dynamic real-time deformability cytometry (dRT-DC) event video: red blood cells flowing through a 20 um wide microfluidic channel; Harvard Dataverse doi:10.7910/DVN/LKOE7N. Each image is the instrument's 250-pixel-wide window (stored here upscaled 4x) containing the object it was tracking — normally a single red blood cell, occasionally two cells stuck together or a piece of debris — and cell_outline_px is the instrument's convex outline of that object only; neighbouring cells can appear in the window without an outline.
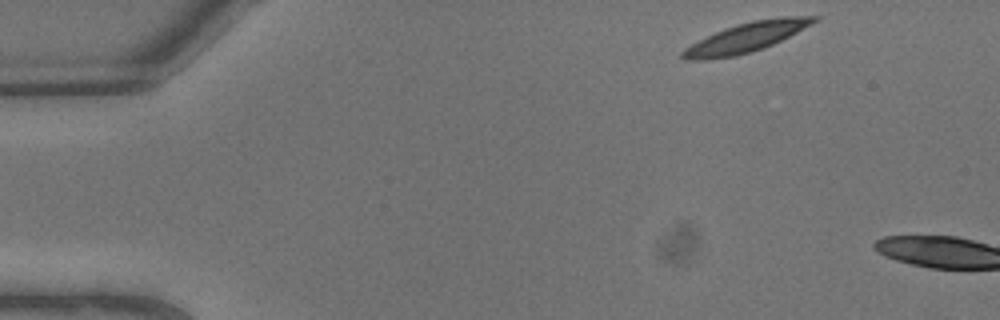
{"species": "common noctule bat (a hibernating species)", "species_latin": "Nyctalus noctula", "temperature_condition": "warm", "stored_images_in_passage": 2, "camera_frame_rate_fps": 3000, "um_per_image_px": 0.085, "animal": {"sex": "male", "body_mass_g": 13.3}, "frame": {"image": 1, "passage_image": 1, "time_ms": 0.0, "image_size_px": [1000, 320], "cell_outline_px": [[820, 20], [764, 48], [752, 52], [736, 56], [708, 60], [684, 60], [680, 56], [680, 52], [684, 48], [724, 28], [736, 24], [752, 20], [784, 16], [820, 16]], "centroid_in_image_um": [63.41, 3.19], "position_along_channel_um": 21.6, "area_um2": 22.6}}